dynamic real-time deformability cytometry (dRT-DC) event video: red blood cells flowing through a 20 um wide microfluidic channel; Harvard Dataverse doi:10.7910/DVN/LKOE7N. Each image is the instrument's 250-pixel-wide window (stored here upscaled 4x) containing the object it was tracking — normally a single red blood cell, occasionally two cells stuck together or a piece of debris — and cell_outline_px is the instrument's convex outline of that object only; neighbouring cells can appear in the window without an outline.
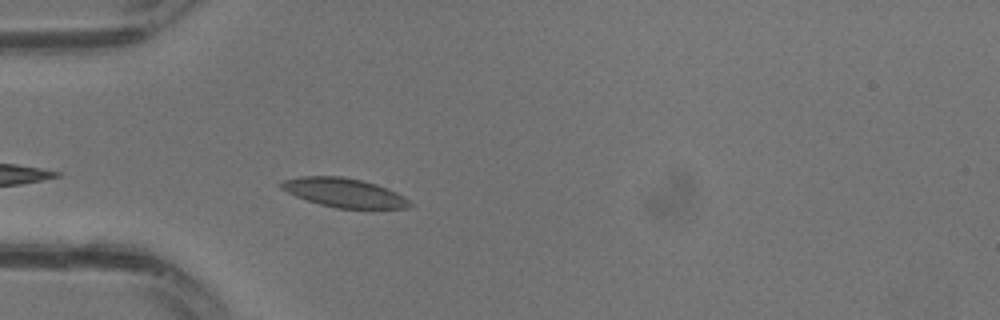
{"species": "common noctule bat (a hibernating species)", "species_latin": "Nyctalus noctula", "temperature_condition": "warm", "stored_images_in_passage": 23, "camera_frame_rate_fps": 3000, "um_per_image_px": 0.085, "animal": {"sex": "male", "body_mass_g": 13.3}, "frame": {"image": 1, "passage_image": 2, "time_ms": 0.333, "image_size_px": [1000, 320], "cell_outline_px": [[412, 204], [408, 208], [372, 212], [336, 208], [320, 204], [296, 196], [280, 188], [280, 184], [284, 180], [300, 176], [340, 176], [360, 180], [376, 184], [396, 192], [404, 196]], "centroid_in_image_um": [29.35, 16.44], "position_along_channel_um": 55.6, "area_um2": 22.48}}
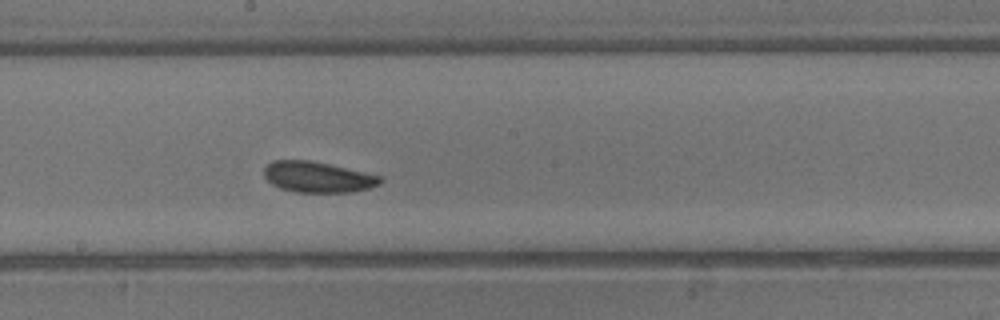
{"frame": {"image": 2, "passage_image": 10, "time_ms": 3.0, "image_size_px": [1000, 320], "cell_outline_px": [[384, 180], [380, 184], [368, 188], [352, 192], [296, 192], [280, 188], [272, 184], [264, 176], [264, 168], [272, 160], [308, 160], [328, 164], [380, 176]], "centroid_in_image_um": [26.98, 15.05], "position_along_channel_um": 221.2, "area_um2": 20.63}}
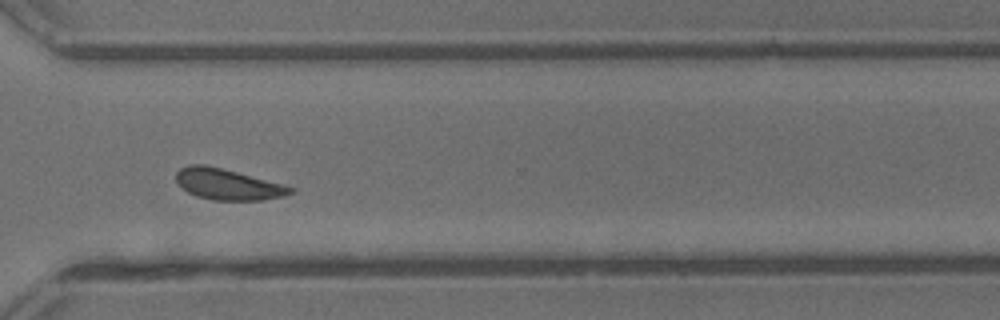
{"frame": {"image": 3, "passage_image": 16, "time_ms": 5.0, "image_size_px": [1000, 320], "cell_outline_px": [[292, 192], [284, 196], [264, 200], [212, 200], [196, 196], [188, 192], [176, 180], [176, 172], [180, 168], [188, 164], [204, 164], [284, 184], [292, 188]], "centroid_in_image_um": [19.34, 15.67], "position_along_channel_um": 351.3, "area_um2": 20.4}}